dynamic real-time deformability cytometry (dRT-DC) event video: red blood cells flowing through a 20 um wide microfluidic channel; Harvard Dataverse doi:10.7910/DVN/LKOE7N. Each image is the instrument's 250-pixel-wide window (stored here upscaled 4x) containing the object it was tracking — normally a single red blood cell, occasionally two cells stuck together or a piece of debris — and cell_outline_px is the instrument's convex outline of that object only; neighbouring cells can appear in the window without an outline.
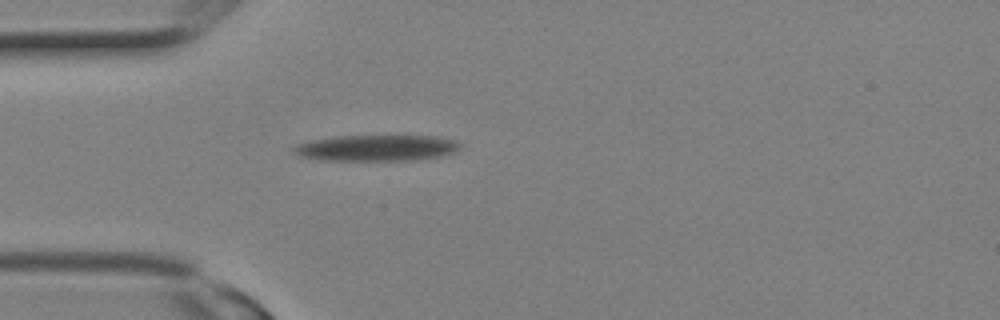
{"species": "Egyptian fruit bat (a non-hibernating species)", "species_latin": "Rousettus aegyptiacus", "temperature_condition": "room temperature", "stored_images_in_passage": 28, "camera_frame_rate_fps": 3000, "um_per_image_px": 0.085, "animal": {"sex": "female"}, "frame": {"image": 1, "passage_image": 7, "time_ms": 2.0, "image_size_px": [1000, 320], "cell_outline_px": [[460, 148], [452, 152], [440, 156], [404, 160], [320, 160], [300, 156], [292, 152], [292, 148], [296, 144], [312, 140], [336, 136], [440, 136], [456, 140], [460, 144]], "centroid_in_image_um": [31.96, 12.56], "position_along_channel_um": 53.0, "area_um2": 25.14}}
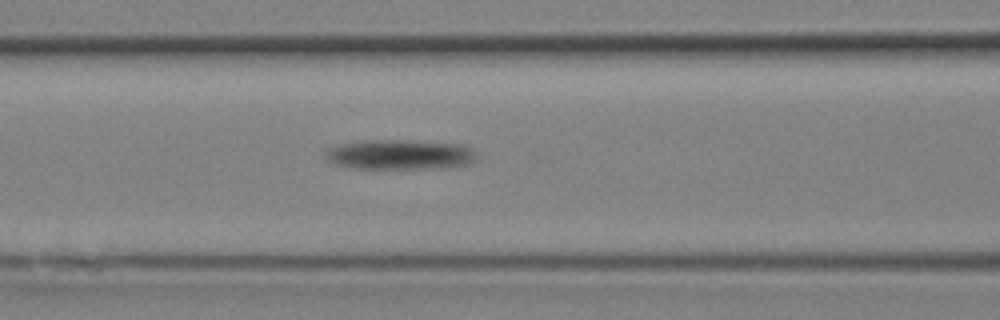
{"frame": {"image": 2, "passage_image": 11, "time_ms": 3.333, "image_size_px": [1000, 320], "cell_outline_px": [[476, 156], [468, 164], [444, 168], [356, 168], [336, 164], [328, 160], [324, 152], [328, 148], [336, 144], [364, 140], [412, 140], [464, 144], [472, 148], [476, 152]], "centroid_in_image_um": [34.0, 13.12], "position_along_channel_um": 132.6, "area_um2": 26.53}}
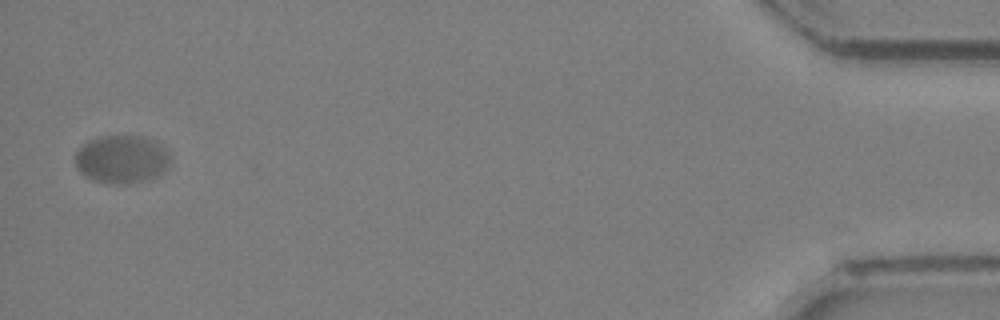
{"frame": {"image": 3, "passage_image": 28, "time_ms": 9.0, "image_size_px": [1000, 320], "cell_outline_px": [[168, 168], [164, 172], [152, 180], [128, 184], [112, 184], [92, 180], [84, 176], [76, 168], [76, 152], [88, 140], [96, 136], [140, 136], [156, 140], [168, 152]], "centroid_in_image_um": [10.35, 13.55], "position_along_channel_um": 424.8, "area_um2": 27.05}}